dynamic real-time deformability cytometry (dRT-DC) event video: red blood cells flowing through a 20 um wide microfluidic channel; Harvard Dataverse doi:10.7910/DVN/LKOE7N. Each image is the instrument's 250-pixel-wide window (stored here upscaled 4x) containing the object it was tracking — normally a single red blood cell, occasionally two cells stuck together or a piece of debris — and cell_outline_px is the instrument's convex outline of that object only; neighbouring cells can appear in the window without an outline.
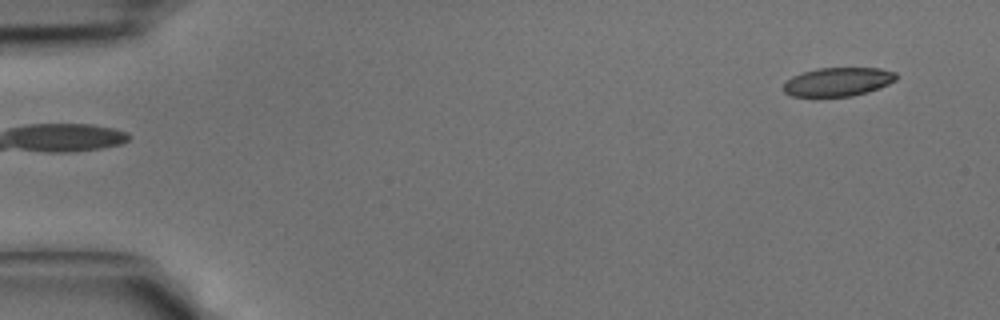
{"species": "common noctule bat (a hibernating species)", "species_latin": "Nyctalus noctula", "temperature_condition": "cold", "stored_images_in_passage": 40, "camera_frame_rate_fps": 3000, "um_per_image_px": 0.085, "animal": {"sex": "male", "body_mass_g": 15.6}, "frame": {"image": 1, "passage_image": 1, "time_ms": 0.0, "image_size_px": [1000, 320], "cell_outline_px": [[896, 80], [880, 88], [868, 92], [852, 96], [792, 96], [784, 92], [784, 84], [792, 76], [816, 68], [880, 68], [896, 72]], "centroid_in_image_um": [71.25, 6.95], "position_along_channel_um": 13.7, "area_um2": 18.79}}
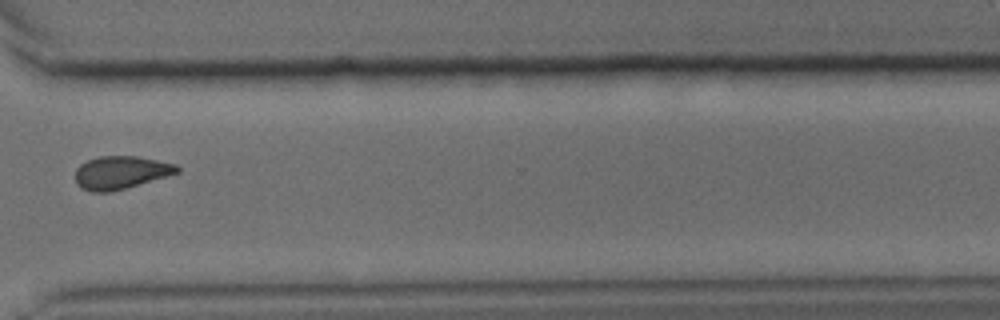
{"frame": {"image": 2, "passage_image": 30, "time_ms": 9.667, "image_size_px": [1000, 320], "cell_outline_px": [[180, 172], [124, 188], [108, 192], [92, 192], [80, 188], [76, 184], [76, 168], [80, 164], [88, 160], [100, 156], [136, 156], [176, 164], [180, 168]], "centroid_in_image_um": [10.24, 14.66], "position_along_channel_um": 360.4, "area_um2": 19.36}}
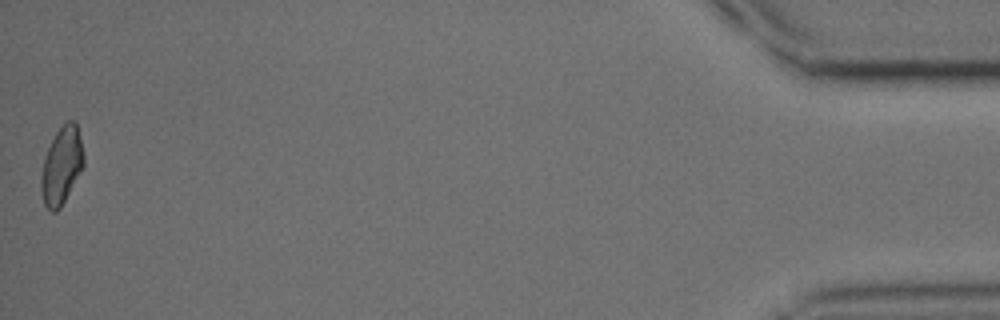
{"frame": {"image": 3, "passage_image": 40, "time_ms": 13.0, "image_size_px": [1000, 320], "cell_outline_px": [[84, 164], [80, 172], [60, 208], [56, 212], [52, 212], [44, 204], [40, 188], [40, 176], [44, 156], [56, 132], [68, 120], [76, 120], [84, 156]], "centroid_in_image_um": [5.22, 14.08], "position_along_channel_um": 430.0, "area_um2": 19.07}}